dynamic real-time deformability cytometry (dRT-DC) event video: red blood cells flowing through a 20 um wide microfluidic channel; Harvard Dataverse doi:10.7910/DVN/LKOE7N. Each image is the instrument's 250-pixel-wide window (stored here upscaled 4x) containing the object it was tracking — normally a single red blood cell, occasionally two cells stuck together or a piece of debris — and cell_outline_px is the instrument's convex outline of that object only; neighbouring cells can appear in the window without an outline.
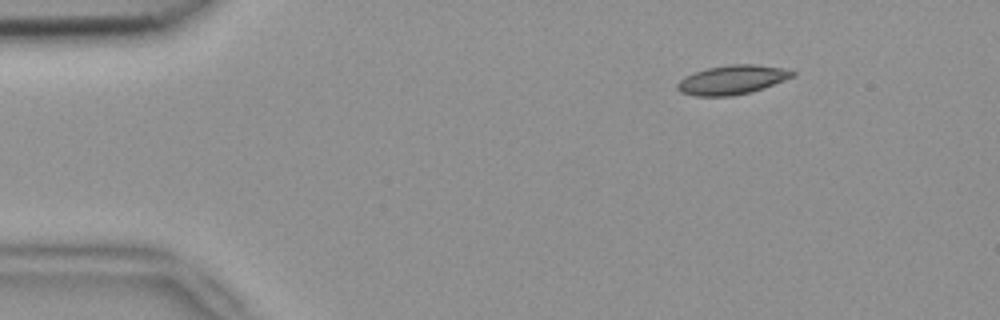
{"species": "common noctule bat (a hibernating species)", "species_latin": "Nyctalus noctula", "temperature_condition": "room temperature", "stored_images_in_passage": 3, "camera_frame_rate_fps": 3000, "um_per_image_px": 0.085, "animal": {"sex": "female", "body_mass_g": 18.4}, "frame": {"image": 1, "passage_image": 1, "time_ms": 0.0, "image_size_px": [1000, 320], "cell_outline_px": [[796, 72], [792, 76], [764, 88], [752, 92], [732, 96], [696, 96], [680, 92], [676, 88], [676, 84], [684, 76], [708, 68], [728, 64], [756, 64], [780, 68]], "centroid_in_image_um": [62.18, 6.79], "position_along_channel_um": 22.8, "area_um2": 19.42}}